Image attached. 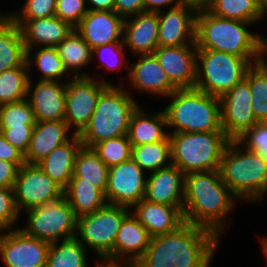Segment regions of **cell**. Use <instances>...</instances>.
I'll return each instance as SVG.
<instances>
[{"mask_svg": "<svg viewBox=\"0 0 267 267\" xmlns=\"http://www.w3.org/2000/svg\"><path fill=\"white\" fill-rule=\"evenodd\" d=\"M21 216L16 207L14 189L0 187V230L19 228Z\"/></svg>", "mask_w": 267, "mask_h": 267, "instance_id": "ee69618b", "label": "cell"}, {"mask_svg": "<svg viewBox=\"0 0 267 267\" xmlns=\"http://www.w3.org/2000/svg\"><path fill=\"white\" fill-rule=\"evenodd\" d=\"M253 23L225 19L199 8L196 14L197 49H212L243 57L252 65L255 57L256 32Z\"/></svg>", "mask_w": 267, "mask_h": 267, "instance_id": "8992f818", "label": "cell"}, {"mask_svg": "<svg viewBox=\"0 0 267 267\" xmlns=\"http://www.w3.org/2000/svg\"><path fill=\"white\" fill-rule=\"evenodd\" d=\"M131 93L123 85H109L100 94L93 115L79 134L82 146L92 148L103 140L128 134L131 115L139 106Z\"/></svg>", "mask_w": 267, "mask_h": 267, "instance_id": "5b68a950", "label": "cell"}, {"mask_svg": "<svg viewBox=\"0 0 267 267\" xmlns=\"http://www.w3.org/2000/svg\"><path fill=\"white\" fill-rule=\"evenodd\" d=\"M26 62V49L20 28L7 16L0 23V73Z\"/></svg>", "mask_w": 267, "mask_h": 267, "instance_id": "4dcf8cb0", "label": "cell"}, {"mask_svg": "<svg viewBox=\"0 0 267 267\" xmlns=\"http://www.w3.org/2000/svg\"><path fill=\"white\" fill-rule=\"evenodd\" d=\"M85 0H57L55 16L75 28L87 14Z\"/></svg>", "mask_w": 267, "mask_h": 267, "instance_id": "f6af8a7d", "label": "cell"}, {"mask_svg": "<svg viewBox=\"0 0 267 267\" xmlns=\"http://www.w3.org/2000/svg\"><path fill=\"white\" fill-rule=\"evenodd\" d=\"M183 2H187L188 4H191L193 6H196L199 8H205V6L211 1V0H182Z\"/></svg>", "mask_w": 267, "mask_h": 267, "instance_id": "db71d44e", "label": "cell"}, {"mask_svg": "<svg viewBox=\"0 0 267 267\" xmlns=\"http://www.w3.org/2000/svg\"><path fill=\"white\" fill-rule=\"evenodd\" d=\"M29 80L27 62L0 73V105L26 99Z\"/></svg>", "mask_w": 267, "mask_h": 267, "instance_id": "8d00e7d4", "label": "cell"}, {"mask_svg": "<svg viewBox=\"0 0 267 267\" xmlns=\"http://www.w3.org/2000/svg\"><path fill=\"white\" fill-rule=\"evenodd\" d=\"M34 112L27 99L0 105V129L24 127V124H35Z\"/></svg>", "mask_w": 267, "mask_h": 267, "instance_id": "60d3db41", "label": "cell"}, {"mask_svg": "<svg viewBox=\"0 0 267 267\" xmlns=\"http://www.w3.org/2000/svg\"><path fill=\"white\" fill-rule=\"evenodd\" d=\"M92 148L108 168L131 159L132 146L128 135L103 140Z\"/></svg>", "mask_w": 267, "mask_h": 267, "instance_id": "f35d334b", "label": "cell"}, {"mask_svg": "<svg viewBox=\"0 0 267 267\" xmlns=\"http://www.w3.org/2000/svg\"><path fill=\"white\" fill-rule=\"evenodd\" d=\"M94 265L95 267H135L134 265H109L105 263H99L98 260L94 263Z\"/></svg>", "mask_w": 267, "mask_h": 267, "instance_id": "9f6ffc18", "label": "cell"}, {"mask_svg": "<svg viewBox=\"0 0 267 267\" xmlns=\"http://www.w3.org/2000/svg\"><path fill=\"white\" fill-rule=\"evenodd\" d=\"M131 209L106 204L95 212L77 218L76 238L99 258V263L114 265V243L124 218Z\"/></svg>", "mask_w": 267, "mask_h": 267, "instance_id": "ba28073f", "label": "cell"}, {"mask_svg": "<svg viewBox=\"0 0 267 267\" xmlns=\"http://www.w3.org/2000/svg\"><path fill=\"white\" fill-rule=\"evenodd\" d=\"M114 11L124 19L145 12L142 0H115Z\"/></svg>", "mask_w": 267, "mask_h": 267, "instance_id": "c3c4849f", "label": "cell"}, {"mask_svg": "<svg viewBox=\"0 0 267 267\" xmlns=\"http://www.w3.org/2000/svg\"><path fill=\"white\" fill-rule=\"evenodd\" d=\"M108 169L93 148L81 146L75 157L72 177H78L82 182L93 184L105 194Z\"/></svg>", "mask_w": 267, "mask_h": 267, "instance_id": "836d02e7", "label": "cell"}, {"mask_svg": "<svg viewBox=\"0 0 267 267\" xmlns=\"http://www.w3.org/2000/svg\"><path fill=\"white\" fill-rule=\"evenodd\" d=\"M51 243L14 228L0 232V259L5 267H46Z\"/></svg>", "mask_w": 267, "mask_h": 267, "instance_id": "4fadbf2b", "label": "cell"}, {"mask_svg": "<svg viewBox=\"0 0 267 267\" xmlns=\"http://www.w3.org/2000/svg\"><path fill=\"white\" fill-rule=\"evenodd\" d=\"M221 125L225 135L235 140L256 122L249 82L244 78L220 97Z\"/></svg>", "mask_w": 267, "mask_h": 267, "instance_id": "9a60e30c", "label": "cell"}, {"mask_svg": "<svg viewBox=\"0 0 267 267\" xmlns=\"http://www.w3.org/2000/svg\"><path fill=\"white\" fill-rule=\"evenodd\" d=\"M259 4H260V7H261L263 13L266 16L267 15V0H259Z\"/></svg>", "mask_w": 267, "mask_h": 267, "instance_id": "6f0895ef", "label": "cell"}, {"mask_svg": "<svg viewBox=\"0 0 267 267\" xmlns=\"http://www.w3.org/2000/svg\"><path fill=\"white\" fill-rule=\"evenodd\" d=\"M238 202L241 201L223 182L219 170L192 172L184 177V221L209 229L221 241Z\"/></svg>", "mask_w": 267, "mask_h": 267, "instance_id": "6da1fadb", "label": "cell"}, {"mask_svg": "<svg viewBox=\"0 0 267 267\" xmlns=\"http://www.w3.org/2000/svg\"><path fill=\"white\" fill-rule=\"evenodd\" d=\"M64 196L73 208L75 216L81 217L95 212L107 204L105 194L93 184L72 177L64 189Z\"/></svg>", "mask_w": 267, "mask_h": 267, "instance_id": "1f68e13d", "label": "cell"}, {"mask_svg": "<svg viewBox=\"0 0 267 267\" xmlns=\"http://www.w3.org/2000/svg\"><path fill=\"white\" fill-rule=\"evenodd\" d=\"M127 54L123 42H113L92 49V61L95 60L96 62L98 58L100 61L98 67L100 69L103 67L106 72H118L123 67H125V70L127 69L126 71H129L130 60H128Z\"/></svg>", "mask_w": 267, "mask_h": 267, "instance_id": "ab89813d", "label": "cell"}, {"mask_svg": "<svg viewBox=\"0 0 267 267\" xmlns=\"http://www.w3.org/2000/svg\"><path fill=\"white\" fill-rule=\"evenodd\" d=\"M165 10L157 12L159 46L196 44L195 29L198 8L187 2H181Z\"/></svg>", "mask_w": 267, "mask_h": 267, "instance_id": "e0dca14e", "label": "cell"}, {"mask_svg": "<svg viewBox=\"0 0 267 267\" xmlns=\"http://www.w3.org/2000/svg\"><path fill=\"white\" fill-rule=\"evenodd\" d=\"M169 81L177 88H194L196 84V44L158 46L154 53Z\"/></svg>", "mask_w": 267, "mask_h": 267, "instance_id": "d6986e66", "label": "cell"}, {"mask_svg": "<svg viewBox=\"0 0 267 267\" xmlns=\"http://www.w3.org/2000/svg\"><path fill=\"white\" fill-rule=\"evenodd\" d=\"M130 209L151 237L176 231L185 223L183 206H170L142 199Z\"/></svg>", "mask_w": 267, "mask_h": 267, "instance_id": "d4e9b609", "label": "cell"}, {"mask_svg": "<svg viewBox=\"0 0 267 267\" xmlns=\"http://www.w3.org/2000/svg\"><path fill=\"white\" fill-rule=\"evenodd\" d=\"M29 74L27 100L36 121H61L65 119L66 82L34 80ZM34 81V82H33ZM36 81V82H35Z\"/></svg>", "mask_w": 267, "mask_h": 267, "instance_id": "ac0fdd59", "label": "cell"}, {"mask_svg": "<svg viewBox=\"0 0 267 267\" xmlns=\"http://www.w3.org/2000/svg\"><path fill=\"white\" fill-rule=\"evenodd\" d=\"M85 3L88 10L114 11L115 0H85Z\"/></svg>", "mask_w": 267, "mask_h": 267, "instance_id": "f5cc1de1", "label": "cell"}, {"mask_svg": "<svg viewBox=\"0 0 267 267\" xmlns=\"http://www.w3.org/2000/svg\"><path fill=\"white\" fill-rule=\"evenodd\" d=\"M35 124H24V127L0 129L5 140L25 155Z\"/></svg>", "mask_w": 267, "mask_h": 267, "instance_id": "bcb514c9", "label": "cell"}, {"mask_svg": "<svg viewBox=\"0 0 267 267\" xmlns=\"http://www.w3.org/2000/svg\"><path fill=\"white\" fill-rule=\"evenodd\" d=\"M14 197L20 214L64 196V189L44 173L37 164H24L19 168Z\"/></svg>", "mask_w": 267, "mask_h": 267, "instance_id": "7c38bea8", "label": "cell"}, {"mask_svg": "<svg viewBox=\"0 0 267 267\" xmlns=\"http://www.w3.org/2000/svg\"><path fill=\"white\" fill-rule=\"evenodd\" d=\"M205 9L221 18L259 24L266 19L259 0H211Z\"/></svg>", "mask_w": 267, "mask_h": 267, "instance_id": "d6a6232c", "label": "cell"}, {"mask_svg": "<svg viewBox=\"0 0 267 267\" xmlns=\"http://www.w3.org/2000/svg\"><path fill=\"white\" fill-rule=\"evenodd\" d=\"M131 159L147 174L171 165V143L169 137L163 141L132 146Z\"/></svg>", "mask_w": 267, "mask_h": 267, "instance_id": "d590c367", "label": "cell"}, {"mask_svg": "<svg viewBox=\"0 0 267 267\" xmlns=\"http://www.w3.org/2000/svg\"><path fill=\"white\" fill-rule=\"evenodd\" d=\"M97 77H72L66 81L65 121L69 129L79 135L87 126L95 110L100 94L109 86L117 85L106 80L105 75Z\"/></svg>", "mask_w": 267, "mask_h": 267, "instance_id": "8fae6325", "label": "cell"}, {"mask_svg": "<svg viewBox=\"0 0 267 267\" xmlns=\"http://www.w3.org/2000/svg\"><path fill=\"white\" fill-rule=\"evenodd\" d=\"M219 171L223 182L240 201L262 203L267 198V162L236 140H229L225 147Z\"/></svg>", "mask_w": 267, "mask_h": 267, "instance_id": "3957f363", "label": "cell"}, {"mask_svg": "<svg viewBox=\"0 0 267 267\" xmlns=\"http://www.w3.org/2000/svg\"><path fill=\"white\" fill-rule=\"evenodd\" d=\"M157 12H142L124 19L123 43L131 56L153 54L158 44Z\"/></svg>", "mask_w": 267, "mask_h": 267, "instance_id": "44dd1931", "label": "cell"}, {"mask_svg": "<svg viewBox=\"0 0 267 267\" xmlns=\"http://www.w3.org/2000/svg\"><path fill=\"white\" fill-rule=\"evenodd\" d=\"M0 160L12 162L19 168L25 164L24 155L9 142H7L0 131Z\"/></svg>", "mask_w": 267, "mask_h": 267, "instance_id": "7dc6e473", "label": "cell"}, {"mask_svg": "<svg viewBox=\"0 0 267 267\" xmlns=\"http://www.w3.org/2000/svg\"><path fill=\"white\" fill-rule=\"evenodd\" d=\"M140 106L132 113L129 122L127 135L131 146L166 140L169 130L164 110L146 113Z\"/></svg>", "mask_w": 267, "mask_h": 267, "instance_id": "4316f807", "label": "cell"}, {"mask_svg": "<svg viewBox=\"0 0 267 267\" xmlns=\"http://www.w3.org/2000/svg\"><path fill=\"white\" fill-rule=\"evenodd\" d=\"M87 251L76 237L51 243L46 267H89Z\"/></svg>", "mask_w": 267, "mask_h": 267, "instance_id": "e575fe53", "label": "cell"}, {"mask_svg": "<svg viewBox=\"0 0 267 267\" xmlns=\"http://www.w3.org/2000/svg\"><path fill=\"white\" fill-rule=\"evenodd\" d=\"M221 239L209 229L184 223L176 231L151 237L135 267H211Z\"/></svg>", "mask_w": 267, "mask_h": 267, "instance_id": "7a4b0ae2", "label": "cell"}, {"mask_svg": "<svg viewBox=\"0 0 267 267\" xmlns=\"http://www.w3.org/2000/svg\"><path fill=\"white\" fill-rule=\"evenodd\" d=\"M146 12H158L179 5L182 0H142ZM166 7V8H165Z\"/></svg>", "mask_w": 267, "mask_h": 267, "instance_id": "816d5d0a", "label": "cell"}, {"mask_svg": "<svg viewBox=\"0 0 267 267\" xmlns=\"http://www.w3.org/2000/svg\"><path fill=\"white\" fill-rule=\"evenodd\" d=\"M138 60L129 62V71L124 77H119L118 85H123L128 81L129 89L132 88L139 93H146L154 98H167L177 88L169 81L166 72L160 66L154 54H144L134 56ZM128 78V79H127Z\"/></svg>", "mask_w": 267, "mask_h": 267, "instance_id": "2e32d148", "label": "cell"}, {"mask_svg": "<svg viewBox=\"0 0 267 267\" xmlns=\"http://www.w3.org/2000/svg\"><path fill=\"white\" fill-rule=\"evenodd\" d=\"M26 224L19 227L27 235L54 243L76 237L77 217L65 196L25 211Z\"/></svg>", "mask_w": 267, "mask_h": 267, "instance_id": "30bf717a", "label": "cell"}, {"mask_svg": "<svg viewBox=\"0 0 267 267\" xmlns=\"http://www.w3.org/2000/svg\"><path fill=\"white\" fill-rule=\"evenodd\" d=\"M260 249H261V253L263 254L264 258H265V262H266V267H267V235L266 236H262L260 237Z\"/></svg>", "mask_w": 267, "mask_h": 267, "instance_id": "11a10c76", "label": "cell"}, {"mask_svg": "<svg viewBox=\"0 0 267 267\" xmlns=\"http://www.w3.org/2000/svg\"><path fill=\"white\" fill-rule=\"evenodd\" d=\"M8 16V12H2L0 11V23Z\"/></svg>", "mask_w": 267, "mask_h": 267, "instance_id": "680465c9", "label": "cell"}, {"mask_svg": "<svg viewBox=\"0 0 267 267\" xmlns=\"http://www.w3.org/2000/svg\"><path fill=\"white\" fill-rule=\"evenodd\" d=\"M29 74L36 69L41 75L37 80L66 82L72 76L67 72L56 47H35L26 49ZM64 80V81H63Z\"/></svg>", "mask_w": 267, "mask_h": 267, "instance_id": "f546056e", "label": "cell"}, {"mask_svg": "<svg viewBox=\"0 0 267 267\" xmlns=\"http://www.w3.org/2000/svg\"><path fill=\"white\" fill-rule=\"evenodd\" d=\"M56 0H25L14 12H8L10 19H41L55 16Z\"/></svg>", "mask_w": 267, "mask_h": 267, "instance_id": "7bdbcfd3", "label": "cell"}, {"mask_svg": "<svg viewBox=\"0 0 267 267\" xmlns=\"http://www.w3.org/2000/svg\"><path fill=\"white\" fill-rule=\"evenodd\" d=\"M162 267H183V266L168 263V266H162Z\"/></svg>", "mask_w": 267, "mask_h": 267, "instance_id": "91938a15", "label": "cell"}, {"mask_svg": "<svg viewBox=\"0 0 267 267\" xmlns=\"http://www.w3.org/2000/svg\"><path fill=\"white\" fill-rule=\"evenodd\" d=\"M74 135L65 120L36 121L24 155L25 164H37L53 149L66 143Z\"/></svg>", "mask_w": 267, "mask_h": 267, "instance_id": "484cf974", "label": "cell"}, {"mask_svg": "<svg viewBox=\"0 0 267 267\" xmlns=\"http://www.w3.org/2000/svg\"><path fill=\"white\" fill-rule=\"evenodd\" d=\"M251 66L243 57L212 49H197L194 88L220 98L245 78Z\"/></svg>", "mask_w": 267, "mask_h": 267, "instance_id": "9c48e42d", "label": "cell"}, {"mask_svg": "<svg viewBox=\"0 0 267 267\" xmlns=\"http://www.w3.org/2000/svg\"><path fill=\"white\" fill-rule=\"evenodd\" d=\"M245 79L249 82L253 114L257 122H267V73L252 65Z\"/></svg>", "mask_w": 267, "mask_h": 267, "instance_id": "74e56055", "label": "cell"}, {"mask_svg": "<svg viewBox=\"0 0 267 267\" xmlns=\"http://www.w3.org/2000/svg\"><path fill=\"white\" fill-rule=\"evenodd\" d=\"M19 167L4 160H0V187L14 188Z\"/></svg>", "mask_w": 267, "mask_h": 267, "instance_id": "f907efd6", "label": "cell"}, {"mask_svg": "<svg viewBox=\"0 0 267 267\" xmlns=\"http://www.w3.org/2000/svg\"><path fill=\"white\" fill-rule=\"evenodd\" d=\"M56 48L72 77H92L90 72L84 71L92 63V49L75 29Z\"/></svg>", "mask_w": 267, "mask_h": 267, "instance_id": "f1b7e54d", "label": "cell"}, {"mask_svg": "<svg viewBox=\"0 0 267 267\" xmlns=\"http://www.w3.org/2000/svg\"><path fill=\"white\" fill-rule=\"evenodd\" d=\"M147 175L132 159L109 167L105 192L107 203L131 208L145 196Z\"/></svg>", "mask_w": 267, "mask_h": 267, "instance_id": "5bb4252c", "label": "cell"}, {"mask_svg": "<svg viewBox=\"0 0 267 267\" xmlns=\"http://www.w3.org/2000/svg\"><path fill=\"white\" fill-rule=\"evenodd\" d=\"M163 108L169 133L224 131L220 98L196 88L176 89Z\"/></svg>", "mask_w": 267, "mask_h": 267, "instance_id": "277c9868", "label": "cell"}, {"mask_svg": "<svg viewBox=\"0 0 267 267\" xmlns=\"http://www.w3.org/2000/svg\"><path fill=\"white\" fill-rule=\"evenodd\" d=\"M21 30L25 49L56 47L74 28L56 16L41 19H11Z\"/></svg>", "mask_w": 267, "mask_h": 267, "instance_id": "cb8c5ba5", "label": "cell"}, {"mask_svg": "<svg viewBox=\"0 0 267 267\" xmlns=\"http://www.w3.org/2000/svg\"><path fill=\"white\" fill-rule=\"evenodd\" d=\"M123 24L124 18L115 11L88 10L74 29L94 49L113 42H123Z\"/></svg>", "mask_w": 267, "mask_h": 267, "instance_id": "ffe728a7", "label": "cell"}, {"mask_svg": "<svg viewBox=\"0 0 267 267\" xmlns=\"http://www.w3.org/2000/svg\"><path fill=\"white\" fill-rule=\"evenodd\" d=\"M81 146L79 135H74L69 141L53 149L37 165L65 189L73 176L75 157Z\"/></svg>", "mask_w": 267, "mask_h": 267, "instance_id": "83f0119b", "label": "cell"}, {"mask_svg": "<svg viewBox=\"0 0 267 267\" xmlns=\"http://www.w3.org/2000/svg\"><path fill=\"white\" fill-rule=\"evenodd\" d=\"M235 140L245 149L259 154L267 162V122H256Z\"/></svg>", "mask_w": 267, "mask_h": 267, "instance_id": "b9f144b4", "label": "cell"}, {"mask_svg": "<svg viewBox=\"0 0 267 267\" xmlns=\"http://www.w3.org/2000/svg\"><path fill=\"white\" fill-rule=\"evenodd\" d=\"M185 174L171 164L148 173L144 199L170 206H183Z\"/></svg>", "mask_w": 267, "mask_h": 267, "instance_id": "603a6c76", "label": "cell"}, {"mask_svg": "<svg viewBox=\"0 0 267 267\" xmlns=\"http://www.w3.org/2000/svg\"><path fill=\"white\" fill-rule=\"evenodd\" d=\"M171 162L185 175L219 170L229 138L224 131L169 133Z\"/></svg>", "mask_w": 267, "mask_h": 267, "instance_id": "52a82bcc", "label": "cell"}, {"mask_svg": "<svg viewBox=\"0 0 267 267\" xmlns=\"http://www.w3.org/2000/svg\"><path fill=\"white\" fill-rule=\"evenodd\" d=\"M256 32L255 57L253 65L267 73V34L262 35Z\"/></svg>", "mask_w": 267, "mask_h": 267, "instance_id": "681fc988", "label": "cell"}, {"mask_svg": "<svg viewBox=\"0 0 267 267\" xmlns=\"http://www.w3.org/2000/svg\"><path fill=\"white\" fill-rule=\"evenodd\" d=\"M151 236L130 212L123 220L114 243V265H134L145 253Z\"/></svg>", "mask_w": 267, "mask_h": 267, "instance_id": "7402d4cb", "label": "cell"}]
</instances>
